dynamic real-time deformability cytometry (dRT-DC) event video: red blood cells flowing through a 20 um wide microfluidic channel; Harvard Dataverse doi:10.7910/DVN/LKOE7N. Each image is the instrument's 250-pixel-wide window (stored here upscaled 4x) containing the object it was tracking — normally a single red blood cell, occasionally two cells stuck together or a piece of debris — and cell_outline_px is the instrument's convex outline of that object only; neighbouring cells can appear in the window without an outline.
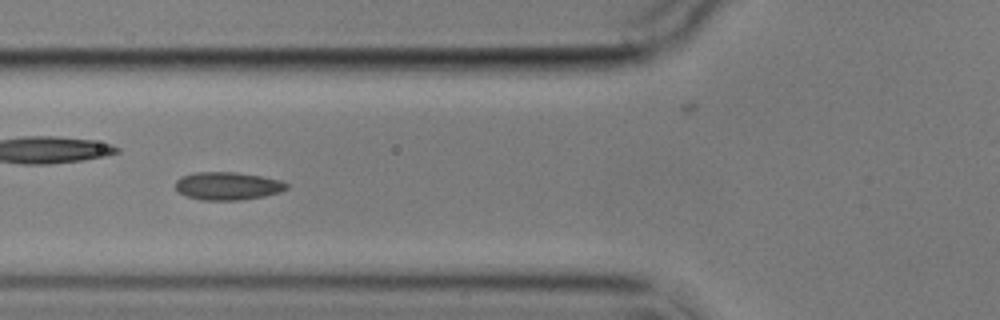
{"species": "common noctule bat (a hibernating species)", "species_latin": "Nyctalus noctula", "temperature_condition": "cold", "stored_images_in_passage": 5, "camera_frame_rate_fps": 3000, "um_per_image_px": 0.085, "animal": {"sex": "male", "body_mass_g": 17.9}, "frame": {"image": 1, "passage_image": 5, "time_ms": 5.0, "image_size_px": [1000, 320], "cell_outline_px": [[288, 188], [280, 192], [264, 196], [240, 200], [200, 200], [188, 196], [180, 192], [176, 188], [176, 180], [180, 176], [196, 172], [236, 172], [260, 176], [280, 180], [288, 184]], "centroid_in_image_um": [19.35, 15.8], "position_along_channel_um": 106.4, "area_um2": 18.03}}